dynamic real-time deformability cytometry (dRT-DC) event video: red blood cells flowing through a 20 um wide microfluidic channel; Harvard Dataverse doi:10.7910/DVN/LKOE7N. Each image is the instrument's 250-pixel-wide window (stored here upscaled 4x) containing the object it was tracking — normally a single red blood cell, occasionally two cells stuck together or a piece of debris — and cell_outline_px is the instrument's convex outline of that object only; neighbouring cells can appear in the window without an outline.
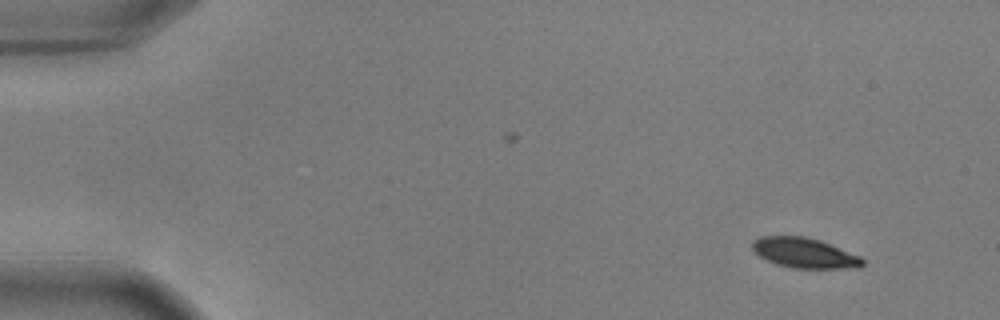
{"species": "common noctule bat (a hibernating species)", "species_latin": "Nyctalus noctula", "temperature_condition": "warm", "stored_images_in_passage": 53, "camera_frame_rate_fps": 3000, "um_per_image_px": 0.085, "animal": {"sex": "male", "body_mass_g": 17.9, "forearm_length_mm": 54.2}, "frame": {"image": 1, "passage_image": 1, "time_ms": 0.0, "image_size_px": [1000, 320], "cell_outline_px": [[864, 264], [860, 268], [792, 268], [776, 264], [760, 256], [752, 248], [752, 240], [760, 236], [804, 236], [820, 240], [860, 256], [864, 260]], "centroid_in_image_um": [68.39, 21.5], "position_along_channel_um": 16.6, "area_um2": 19.31}}
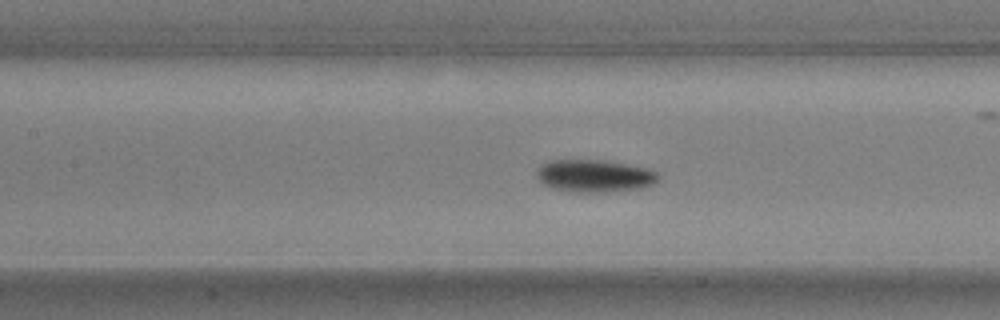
{"frame": {"image": 2, "passage_image": 22, "time_ms": 7.0, "image_size_px": [1000, 320], "cell_outline_px": [[660, 180], [652, 184], [640, 188], [604, 192], [572, 192], [552, 188], [544, 184], [536, 176], [536, 172], [540, 164], [548, 160], [604, 160], [628, 164], [648, 168], [656, 172], [660, 176]], "centroid_in_image_um": [50.52, 14.94], "position_along_channel_um": 156.9, "area_um2": 23.18}}
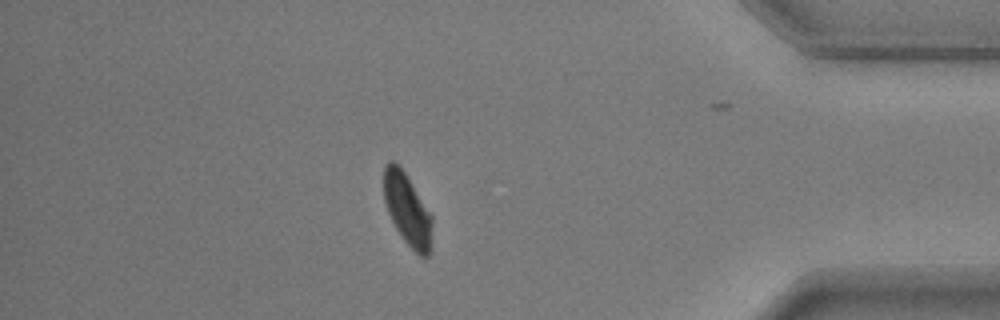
{"frame": {"image": 3, "passage_image": 45, "time_ms": 14.667, "image_size_px": [1000, 320], "cell_outline_px": [[432, 224], [428, 256], [420, 256], [400, 236], [388, 212], [384, 200], [384, 164], [388, 160], [392, 160], [404, 172], [432, 216]], "centroid_in_image_um": [34.59, 17.79], "position_along_channel_um": 400.6, "area_um2": 19.71}, "authors_computed_cell_mechanics": {"area_um2": 21.1548, "velocity_mm_per_s": 3.6184, "shape_relaxation_time_tau1_ms": 3.2936, "shape_relaxation_time_tau2_ms": 1.4932, "deformation_change_tau1": 0.1418, "deformation_change_tau2": 0.0493}}